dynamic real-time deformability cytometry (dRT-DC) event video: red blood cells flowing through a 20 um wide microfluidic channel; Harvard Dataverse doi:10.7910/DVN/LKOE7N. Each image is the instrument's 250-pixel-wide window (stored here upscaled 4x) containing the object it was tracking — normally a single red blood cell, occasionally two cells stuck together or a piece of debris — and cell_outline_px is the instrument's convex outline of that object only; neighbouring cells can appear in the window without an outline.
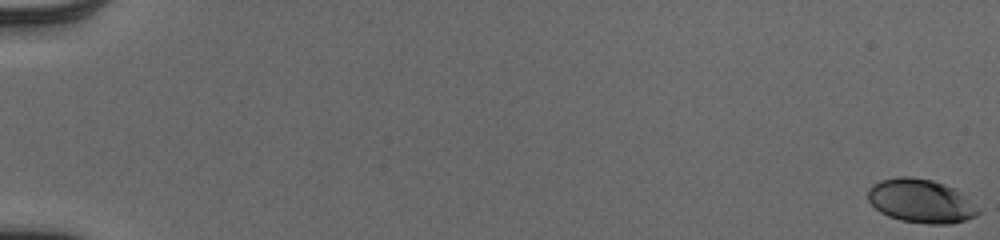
{"species": "human", "species_latin": "Homo sapiens", "temperature_condition": "cold", "stored_images_in_passage": 54, "camera_frame_rate_fps": 3000, "um_per_image_px": 0.085, "donor": {"sex": "male"}, "frame": {"image": 1, "passage_image": 1, "time_ms": 0.0, "image_size_px": [1000, 240], "cell_outline_px": [[980, 212], [976, 216], [952, 224], [928, 224], [900, 220], [888, 216], [880, 212], [868, 200], [868, 188], [872, 184], [880, 180], [896, 176], [908, 176], [932, 180], [944, 184], [960, 192]], "centroid_in_image_um": [78.22, 17.08], "position_along_channel_um": 6.8, "area_um2": 27.92}}
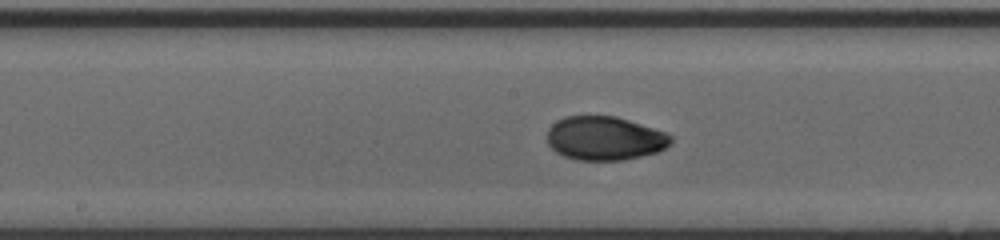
{"frame": {"image": 2, "passage_image": 31, "time_ms": 10.0, "image_size_px": [1000, 240], "cell_outline_px": [[672, 140], [664, 148], [656, 152], [624, 160], [576, 160], [564, 156], [556, 152], [548, 144], [548, 128], [556, 120], [564, 116], [616, 116], [664, 132], [672, 136]], "centroid_in_image_um": [51.35, 11.75], "position_along_channel_um": 196.8, "area_um2": 31.39}}
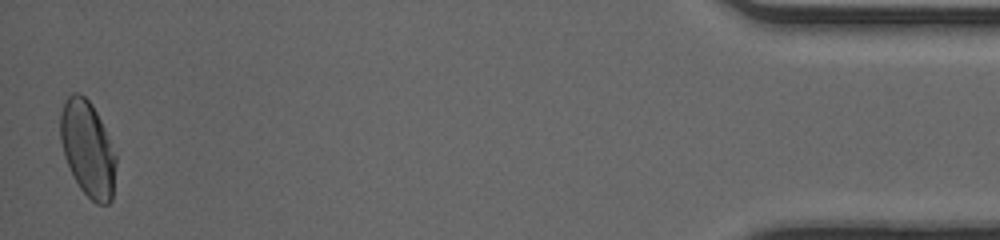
{"frame": {"image": 3, "passage_image": 54, "time_ms": 17.667, "image_size_px": [1000, 240], "cell_outline_px": [[116, 164], [112, 200], [108, 204], [96, 204], [80, 188], [64, 156], [60, 140], [60, 112], [68, 96], [72, 92], [80, 92], [92, 104], [104, 128], [116, 156]], "centroid_in_image_um": [7.45, 12.64], "position_along_channel_um": 427.8, "area_um2": 30.69}, "authors_computed_cell_mechanics": {"area_um2": 30.6918, "velocity_mm_per_s": 4.0341, "shape_relaxation_time_tau1_ms": 3.0403, "shape_relaxation_time_tau2_ms": null, "deformation_change_tau1": 0.1445, "deformation_change_tau2": null}}